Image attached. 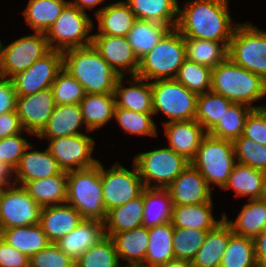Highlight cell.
Masks as SVG:
<instances>
[{
    "label": "cell",
    "mask_w": 266,
    "mask_h": 267,
    "mask_svg": "<svg viewBox=\"0 0 266 267\" xmlns=\"http://www.w3.org/2000/svg\"><path fill=\"white\" fill-rule=\"evenodd\" d=\"M228 0H192L179 7L176 29L184 38L230 42L232 25Z\"/></svg>",
    "instance_id": "6da1fadb"
},
{
    "label": "cell",
    "mask_w": 266,
    "mask_h": 267,
    "mask_svg": "<svg viewBox=\"0 0 266 267\" xmlns=\"http://www.w3.org/2000/svg\"><path fill=\"white\" fill-rule=\"evenodd\" d=\"M62 53L63 68L83 86L86 93H114L119 75L92 44Z\"/></svg>",
    "instance_id": "7a4b0ae2"
},
{
    "label": "cell",
    "mask_w": 266,
    "mask_h": 267,
    "mask_svg": "<svg viewBox=\"0 0 266 267\" xmlns=\"http://www.w3.org/2000/svg\"><path fill=\"white\" fill-rule=\"evenodd\" d=\"M211 91L224 96L233 103L246 104L254 109L266 106H252L253 101L266 97V81L229 58L212 69Z\"/></svg>",
    "instance_id": "3957f363"
},
{
    "label": "cell",
    "mask_w": 266,
    "mask_h": 267,
    "mask_svg": "<svg viewBox=\"0 0 266 267\" xmlns=\"http://www.w3.org/2000/svg\"><path fill=\"white\" fill-rule=\"evenodd\" d=\"M66 203L73 206L83 219L104 222L105 209L100 175V162L90 168L67 172Z\"/></svg>",
    "instance_id": "277c9868"
},
{
    "label": "cell",
    "mask_w": 266,
    "mask_h": 267,
    "mask_svg": "<svg viewBox=\"0 0 266 267\" xmlns=\"http://www.w3.org/2000/svg\"><path fill=\"white\" fill-rule=\"evenodd\" d=\"M186 59L185 38L170 29L162 39L139 60L137 76L145 80L174 79Z\"/></svg>",
    "instance_id": "5b68a950"
},
{
    "label": "cell",
    "mask_w": 266,
    "mask_h": 267,
    "mask_svg": "<svg viewBox=\"0 0 266 267\" xmlns=\"http://www.w3.org/2000/svg\"><path fill=\"white\" fill-rule=\"evenodd\" d=\"M235 159L232 141L215 138L207 133L190 163L205 178L209 187L213 183L223 189L237 163Z\"/></svg>",
    "instance_id": "8992f818"
},
{
    "label": "cell",
    "mask_w": 266,
    "mask_h": 267,
    "mask_svg": "<svg viewBox=\"0 0 266 267\" xmlns=\"http://www.w3.org/2000/svg\"><path fill=\"white\" fill-rule=\"evenodd\" d=\"M228 58L266 81V31L251 23H238L228 45Z\"/></svg>",
    "instance_id": "52a82bcc"
},
{
    "label": "cell",
    "mask_w": 266,
    "mask_h": 267,
    "mask_svg": "<svg viewBox=\"0 0 266 267\" xmlns=\"http://www.w3.org/2000/svg\"><path fill=\"white\" fill-rule=\"evenodd\" d=\"M134 163L144 188L166 189L190 161L171 148L165 147L137 154ZM152 183L154 185L151 186Z\"/></svg>",
    "instance_id": "ba28073f"
},
{
    "label": "cell",
    "mask_w": 266,
    "mask_h": 267,
    "mask_svg": "<svg viewBox=\"0 0 266 267\" xmlns=\"http://www.w3.org/2000/svg\"><path fill=\"white\" fill-rule=\"evenodd\" d=\"M92 29L93 21L86 12L68 3L46 33L48 45L61 52L91 45L93 35L88 33Z\"/></svg>",
    "instance_id": "9c48e42d"
},
{
    "label": "cell",
    "mask_w": 266,
    "mask_h": 267,
    "mask_svg": "<svg viewBox=\"0 0 266 267\" xmlns=\"http://www.w3.org/2000/svg\"><path fill=\"white\" fill-rule=\"evenodd\" d=\"M153 114L161 111L169 121L195 119L198 95L175 79L151 82Z\"/></svg>",
    "instance_id": "30bf717a"
},
{
    "label": "cell",
    "mask_w": 266,
    "mask_h": 267,
    "mask_svg": "<svg viewBox=\"0 0 266 267\" xmlns=\"http://www.w3.org/2000/svg\"><path fill=\"white\" fill-rule=\"evenodd\" d=\"M100 175L103 201L107 212L135 199L144 189L134 162L133 171L127 170L119 162L106 171L100 162Z\"/></svg>",
    "instance_id": "8fae6325"
},
{
    "label": "cell",
    "mask_w": 266,
    "mask_h": 267,
    "mask_svg": "<svg viewBox=\"0 0 266 267\" xmlns=\"http://www.w3.org/2000/svg\"><path fill=\"white\" fill-rule=\"evenodd\" d=\"M41 210L42 207L22 185L3 187L0 190V232L3 229L40 224Z\"/></svg>",
    "instance_id": "7c38bea8"
},
{
    "label": "cell",
    "mask_w": 266,
    "mask_h": 267,
    "mask_svg": "<svg viewBox=\"0 0 266 267\" xmlns=\"http://www.w3.org/2000/svg\"><path fill=\"white\" fill-rule=\"evenodd\" d=\"M50 50L46 34L40 32L23 36L7 46L1 43L0 76L10 78L27 70Z\"/></svg>",
    "instance_id": "4fadbf2b"
},
{
    "label": "cell",
    "mask_w": 266,
    "mask_h": 267,
    "mask_svg": "<svg viewBox=\"0 0 266 267\" xmlns=\"http://www.w3.org/2000/svg\"><path fill=\"white\" fill-rule=\"evenodd\" d=\"M63 69V53L50 50L27 70L13 74L9 79L17 96L32 95L52 86Z\"/></svg>",
    "instance_id": "5bb4252c"
},
{
    "label": "cell",
    "mask_w": 266,
    "mask_h": 267,
    "mask_svg": "<svg viewBox=\"0 0 266 267\" xmlns=\"http://www.w3.org/2000/svg\"><path fill=\"white\" fill-rule=\"evenodd\" d=\"M49 141L48 151L65 172L90 168L100 162L92 157L95 141L84 133Z\"/></svg>",
    "instance_id": "9a60e30c"
},
{
    "label": "cell",
    "mask_w": 266,
    "mask_h": 267,
    "mask_svg": "<svg viewBox=\"0 0 266 267\" xmlns=\"http://www.w3.org/2000/svg\"><path fill=\"white\" fill-rule=\"evenodd\" d=\"M55 106L53 91L50 87L32 95L17 96L15 110L24 131L37 136L47 125Z\"/></svg>",
    "instance_id": "2e32d148"
},
{
    "label": "cell",
    "mask_w": 266,
    "mask_h": 267,
    "mask_svg": "<svg viewBox=\"0 0 266 267\" xmlns=\"http://www.w3.org/2000/svg\"><path fill=\"white\" fill-rule=\"evenodd\" d=\"M92 35V45L119 76H125L126 72L130 77L137 75L139 59L128 43L127 37L107 34Z\"/></svg>",
    "instance_id": "e0dca14e"
},
{
    "label": "cell",
    "mask_w": 266,
    "mask_h": 267,
    "mask_svg": "<svg viewBox=\"0 0 266 267\" xmlns=\"http://www.w3.org/2000/svg\"><path fill=\"white\" fill-rule=\"evenodd\" d=\"M173 205H197L212 200L205 178L190 163L166 188Z\"/></svg>",
    "instance_id": "ac0fdd59"
},
{
    "label": "cell",
    "mask_w": 266,
    "mask_h": 267,
    "mask_svg": "<svg viewBox=\"0 0 266 267\" xmlns=\"http://www.w3.org/2000/svg\"><path fill=\"white\" fill-rule=\"evenodd\" d=\"M32 146L30 144L25 149L15 168L16 177H14L13 181L16 184L20 183L23 186L28 181L55 176L63 171L47 148L44 151H28Z\"/></svg>",
    "instance_id": "d6986e66"
},
{
    "label": "cell",
    "mask_w": 266,
    "mask_h": 267,
    "mask_svg": "<svg viewBox=\"0 0 266 267\" xmlns=\"http://www.w3.org/2000/svg\"><path fill=\"white\" fill-rule=\"evenodd\" d=\"M169 148L191 161L207 134L195 120L163 122Z\"/></svg>",
    "instance_id": "ffe728a7"
},
{
    "label": "cell",
    "mask_w": 266,
    "mask_h": 267,
    "mask_svg": "<svg viewBox=\"0 0 266 267\" xmlns=\"http://www.w3.org/2000/svg\"><path fill=\"white\" fill-rule=\"evenodd\" d=\"M83 220L81 214L67 204L42 207L40 226L51 243H57Z\"/></svg>",
    "instance_id": "44dd1931"
},
{
    "label": "cell",
    "mask_w": 266,
    "mask_h": 267,
    "mask_svg": "<svg viewBox=\"0 0 266 267\" xmlns=\"http://www.w3.org/2000/svg\"><path fill=\"white\" fill-rule=\"evenodd\" d=\"M124 76H119L116 81L114 96L116 107L141 113H153L151 82L136 76H131L132 84L122 87ZM134 80V81H133Z\"/></svg>",
    "instance_id": "7402d4cb"
},
{
    "label": "cell",
    "mask_w": 266,
    "mask_h": 267,
    "mask_svg": "<svg viewBox=\"0 0 266 267\" xmlns=\"http://www.w3.org/2000/svg\"><path fill=\"white\" fill-rule=\"evenodd\" d=\"M85 122L79 104L57 105L50 116L47 125L37 135L41 139L45 137L54 139L64 136L83 134L79 131Z\"/></svg>",
    "instance_id": "603a6c76"
},
{
    "label": "cell",
    "mask_w": 266,
    "mask_h": 267,
    "mask_svg": "<svg viewBox=\"0 0 266 267\" xmlns=\"http://www.w3.org/2000/svg\"><path fill=\"white\" fill-rule=\"evenodd\" d=\"M104 236L102 221L83 219L73 231L57 241L56 244L65 254L76 260Z\"/></svg>",
    "instance_id": "cb8c5ba5"
},
{
    "label": "cell",
    "mask_w": 266,
    "mask_h": 267,
    "mask_svg": "<svg viewBox=\"0 0 266 267\" xmlns=\"http://www.w3.org/2000/svg\"><path fill=\"white\" fill-rule=\"evenodd\" d=\"M234 233L223 218L214 228L208 230V234L201 248L197 251L192 267H220L223 254L226 250L229 238Z\"/></svg>",
    "instance_id": "d4e9b609"
},
{
    "label": "cell",
    "mask_w": 266,
    "mask_h": 267,
    "mask_svg": "<svg viewBox=\"0 0 266 267\" xmlns=\"http://www.w3.org/2000/svg\"><path fill=\"white\" fill-rule=\"evenodd\" d=\"M143 191L128 203L110 209L104 223V234L112 237L115 233L128 231L143 225ZM107 230V231H106Z\"/></svg>",
    "instance_id": "484cf974"
},
{
    "label": "cell",
    "mask_w": 266,
    "mask_h": 267,
    "mask_svg": "<svg viewBox=\"0 0 266 267\" xmlns=\"http://www.w3.org/2000/svg\"><path fill=\"white\" fill-rule=\"evenodd\" d=\"M100 33L126 37L137 20L125 1L111 3L95 12Z\"/></svg>",
    "instance_id": "4316f807"
},
{
    "label": "cell",
    "mask_w": 266,
    "mask_h": 267,
    "mask_svg": "<svg viewBox=\"0 0 266 267\" xmlns=\"http://www.w3.org/2000/svg\"><path fill=\"white\" fill-rule=\"evenodd\" d=\"M23 187L41 207L66 203L67 172L62 171L55 176L28 181Z\"/></svg>",
    "instance_id": "83f0119b"
},
{
    "label": "cell",
    "mask_w": 266,
    "mask_h": 267,
    "mask_svg": "<svg viewBox=\"0 0 266 267\" xmlns=\"http://www.w3.org/2000/svg\"><path fill=\"white\" fill-rule=\"evenodd\" d=\"M87 131H94L107 124L115 109L114 93H86L79 103Z\"/></svg>",
    "instance_id": "f1b7e54d"
},
{
    "label": "cell",
    "mask_w": 266,
    "mask_h": 267,
    "mask_svg": "<svg viewBox=\"0 0 266 267\" xmlns=\"http://www.w3.org/2000/svg\"><path fill=\"white\" fill-rule=\"evenodd\" d=\"M137 19L158 22L176 28L179 4L177 0H126Z\"/></svg>",
    "instance_id": "f546056e"
},
{
    "label": "cell",
    "mask_w": 266,
    "mask_h": 267,
    "mask_svg": "<svg viewBox=\"0 0 266 267\" xmlns=\"http://www.w3.org/2000/svg\"><path fill=\"white\" fill-rule=\"evenodd\" d=\"M249 201L243 206L235 222L228 220L225 213L223 218L235 235L254 238L266 229V201L263 199Z\"/></svg>",
    "instance_id": "4dcf8cb0"
},
{
    "label": "cell",
    "mask_w": 266,
    "mask_h": 267,
    "mask_svg": "<svg viewBox=\"0 0 266 267\" xmlns=\"http://www.w3.org/2000/svg\"><path fill=\"white\" fill-rule=\"evenodd\" d=\"M212 209V200L197 205H173L171 223L181 228L210 230L222 221L214 219Z\"/></svg>",
    "instance_id": "1f68e13d"
},
{
    "label": "cell",
    "mask_w": 266,
    "mask_h": 267,
    "mask_svg": "<svg viewBox=\"0 0 266 267\" xmlns=\"http://www.w3.org/2000/svg\"><path fill=\"white\" fill-rule=\"evenodd\" d=\"M119 260L128 263H144L148 249L149 228L140 226L132 230L115 233L112 237Z\"/></svg>",
    "instance_id": "d6a6232c"
},
{
    "label": "cell",
    "mask_w": 266,
    "mask_h": 267,
    "mask_svg": "<svg viewBox=\"0 0 266 267\" xmlns=\"http://www.w3.org/2000/svg\"><path fill=\"white\" fill-rule=\"evenodd\" d=\"M172 240L171 221L149 228L148 249L144 264L147 267H156L175 259Z\"/></svg>",
    "instance_id": "836d02e7"
},
{
    "label": "cell",
    "mask_w": 266,
    "mask_h": 267,
    "mask_svg": "<svg viewBox=\"0 0 266 267\" xmlns=\"http://www.w3.org/2000/svg\"><path fill=\"white\" fill-rule=\"evenodd\" d=\"M266 173L236 163L223 189L232 188L236 196H249V200L262 199Z\"/></svg>",
    "instance_id": "e575fe53"
},
{
    "label": "cell",
    "mask_w": 266,
    "mask_h": 267,
    "mask_svg": "<svg viewBox=\"0 0 266 267\" xmlns=\"http://www.w3.org/2000/svg\"><path fill=\"white\" fill-rule=\"evenodd\" d=\"M0 236L9 245L28 257L38 253L51 243L39 224L3 229Z\"/></svg>",
    "instance_id": "d590c367"
},
{
    "label": "cell",
    "mask_w": 266,
    "mask_h": 267,
    "mask_svg": "<svg viewBox=\"0 0 266 267\" xmlns=\"http://www.w3.org/2000/svg\"><path fill=\"white\" fill-rule=\"evenodd\" d=\"M170 29L165 24L137 19L126 37L133 52L140 60Z\"/></svg>",
    "instance_id": "8d00e7d4"
},
{
    "label": "cell",
    "mask_w": 266,
    "mask_h": 267,
    "mask_svg": "<svg viewBox=\"0 0 266 267\" xmlns=\"http://www.w3.org/2000/svg\"><path fill=\"white\" fill-rule=\"evenodd\" d=\"M68 3L65 0H29L23 11L26 23L35 32L46 34Z\"/></svg>",
    "instance_id": "74e56055"
},
{
    "label": "cell",
    "mask_w": 266,
    "mask_h": 267,
    "mask_svg": "<svg viewBox=\"0 0 266 267\" xmlns=\"http://www.w3.org/2000/svg\"><path fill=\"white\" fill-rule=\"evenodd\" d=\"M143 226L147 228L171 221L172 200L166 189L144 188Z\"/></svg>",
    "instance_id": "f35d334b"
},
{
    "label": "cell",
    "mask_w": 266,
    "mask_h": 267,
    "mask_svg": "<svg viewBox=\"0 0 266 267\" xmlns=\"http://www.w3.org/2000/svg\"><path fill=\"white\" fill-rule=\"evenodd\" d=\"M229 42L185 38L186 58L214 69L228 58Z\"/></svg>",
    "instance_id": "ab89813d"
},
{
    "label": "cell",
    "mask_w": 266,
    "mask_h": 267,
    "mask_svg": "<svg viewBox=\"0 0 266 267\" xmlns=\"http://www.w3.org/2000/svg\"><path fill=\"white\" fill-rule=\"evenodd\" d=\"M253 109V107L246 104L232 103L225 110L217 125L208 134L215 138L233 142L243 135L247 116Z\"/></svg>",
    "instance_id": "60d3db41"
},
{
    "label": "cell",
    "mask_w": 266,
    "mask_h": 267,
    "mask_svg": "<svg viewBox=\"0 0 266 267\" xmlns=\"http://www.w3.org/2000/svg\"><path fill=\"white\" fill-rule=\"evenodd\" d=\"M233 102L215 92L198 94L195 120L209 133Z\"/></svg>",
    "instance_id": "b9f144b4"
},
{
    "label": "cell",
    "mask_w": 266,
    "mask_h": 267,
    "mask_svg": "<svg viewBox=\"0 0 266 267\" xmlns=\"http://www.w3.org/2000/svg\"><path fill=\"white\" fill-rule=\"evenodd\" d=\"M119 257L111 237L104 236L75 260L76 267H119Z\"/></svg>",
    "instance_id": "7bdbcfd3"
},
{
    "label": "cell",
    "mask_w": 266,
    "mask_h": 267,
    "mask_svg": "<svg viewBox=\"0 0 266 267\" xmlns=\"http://www.w3.org/2000/svg\"><path fill=\"white\" fill-rule=\"evenodd\" d=\"M254 240L233 234L228 241L220 267H255Z\"/></svg>",
    "instance_id": "ee69618b"
},
{
    "label": "cell",
    "mask_w": 266,
    "mask_h": 267,
    "mask_svg": "<svg viewBox=\"0 0 266 267\" xmlns=\"http://www.w3.org/2000/svg\"><path fill=\"white\" fill-rule=\"evenodd\" d=\"M208 230L173 226V250L175 259L192 262L203 245Z\"/></svg>",
    "instance_id": "f6af8a7d"
},
{
    "label": "cell",
    "mask_w": 266,
    "mask_h": 267,
    "mask_svg": "<svg viewBox=\"0 0 266 267\" xmlns=\"http://www.w3.org/2000/svg\"><path fill=\"white\" fill-rule=\"evenodd\" d=\"M211 78V68L186 58L174 79L198 95L211 90Z\"/></svg>",
    "instance_id": "bcb514c9"
},
{
    "label": "cell",
    "mask_w": 266,
    "mask_h": 267,
    "mask_svg": "<svg viewBox=\"0 0 266 267\" xmlns=\"http://www.w3.org/2000/svg\"><path fill=\"white\" fill-rule=\"evenodd\" d=\"M153 115V113L135 112L115 106L113 118L117 120L123 130L130 134L156 136Z\"/></svg>",
    "instance_id": "7dc6e473"
},
{
    "label": "cell",
    "mask_w": 266,
    "mask_h": 267,
    "mask_svg": "<svg viewBox=\"0 0 266 267\" xmlns=\"http://www.w3.org/2000/svg\"><path fill=\"white\" fill-rule=\"evenodd\" d=\"M51 88L57 105L79 104L86 94L83 86L64 68Z\"/></svg>",
    "instance_id": "c3c4849f"
},
{
    "label": "cell",
    "mask_w": 266,
    "mask_h": 267,
    "mask_svg": "<svg viewBox=\"0 0 266 267\" xmlns=\"http://www.w3.org/2000/svg\"><path fill=\"white\" fill-rule=\"evenodd\" d=\"M233 148L237 163L266 173V146L241 135L233 141Z\"/></svg>",
    "instance_id": "681fc988"
},
{
    "label": "cell",
    "mask_w": 266,
    "mask_h": 267,
    "mask_svg": "<svg viewBox=\"0 0 266 267\" xmlns=\"http://www.w3.org/2000/svg\"><path fill=\"white\" fill-rule=\"evenodd\" d=\"M75 260L65 254L56 243H50L47 247L32 255L29 259V267H74Z\"/></svg>",
    "instance_id": "f907efd6"
},
{
    "label": "cell",
    "mask_w": 266,
    "mask_h": 267,
    "mask_svg": "<svg viewBox=\"0 0 266 267\" xmlns=\"http://www.w3.org/2000/svg\"><path fill=\"white\" fill-rule=\"evenodd\" d=\"M23 133L0 139V162H6L14 169L17 167L25 149L30 145Z\"/></svg>",
    "instance_id": "816d5d0a"
},
{
    "label": "cell",
    "mask_w": 266,
    "mask_h": 267,
    "mask_svg": "<svg viewBox=\"0 0 266 267\" xmlns=\"http://www.w3.org/2000/svg\"><path fill=\"white\" fill-rule=\"evenodd\" d=\"M243 136L266 146V107L253 109L247 116Z\"/></svg>",
    "instance_id": "f5cc1de1"
},
{
    "label": "cell",
    "mask_w": 266,
    "mask_h": 267,
    "mask_svg": "<svg viewBox=\"0 0 266 267\" xmlns=\"http://www.w3.org/2000/svg\"><path fill=\"white\" fill-rule=\"evenodd\" d=\"M29 259L0 236V267H29Z\"/></svg>",
    "instance_id": "db71d44e"
},
{
    "label": "cell",
    "mask_w": 266,
    "mask_h": 267,
    "mask_svg": "<svg viewBox=\"0 0 266 267\" xmlns=\"http://www.w3.org/2000/svg\"><path fill=\"white\" fill-rule=\"evenodd\" d=\"M17 94L9 78L0 76V114L16 111Z\"/></svg>",
    "instance_id": "11a10c76"
},
{
    "label": "cell",
    "mask_w": 266,
    "mask_h": 267,
    "mask_svg": "<svg viewBox=\"0 0 266 267\" xmlns=\"http://www.w3.org/2000/svg\"><path fill=\"white\" fill-rule=\"evenodd\" d=\"M23 130L16 111L0 114V139L25 132Z\"/></svg>",
    "instance_id": "9f6ffc18"
},
{
    "label": "cell",
    "mask_w": 266,
    "mask_h": 267,
    "mask_svg": "<svg viewBox=\"0 0 266 267\" xmlns=\"http://www.w3.org/2000/svg\"><path fill=\"white\" fill-rule=\"evenodd\" d=\"M257 265L266 267V229L253 238Z\"/></svg>",
    "instance_id": "6f0895ef"
},
{
    "label": "cell",
    "mask_w": 266,
    "mask_h": 267,
    "mask_svg": "<svg viewBox=\"0 0 266 267\" xmlns=\"http://www.w3.org/2000/svg\"><path fill=\"white\" fill-rule=\"evenodd\" d=\"M15 172V169L7 164L6 162H0V185L2 187L6 186H13L16 184V182H11L9 179L13 178V174Z\"/></svg>",
    "instance_id": "680465c9"
},
{
    "label": "cell",
    "mask_w": 266,
    "mask_h": 267,
    "mask_svg": "<svg viewBox=\"0 0 266 267\" xmlns=\"http://www.w3.org/2000/svg\"><path fill=\"white\" fill-rule=\"evenodd\" d=\"M104 0H75V1H68L70 4L76 6L78 9L85 12V9L94 8L96 5L102 3Z\"/></svg>",
    "instance_id": "91938a15"
},
{
    "label": "cell",
    "mask_w": 266,
    "mask_h": 267,
    "mask_svg": "<svg viewBox=\"0 0 266 267\" xmlns=\"http://www.w3.org/2000/svg\"><path fill=\"white\" fill-rule=\"evenodd\" d=\"M156 267H192V266L190 262H187L185 260L173 259L165 264Z\"/></svg>",
    "instance_id": "94428289"
},
{
    "label": "cell",
    "mask_w": 266,
    "mask_h": 267,
    "mask_svg": "<svg viewBox=\"0 0 266 267\" xmlns=\"http://www.w3.org/2000/svg\"><path fill=\"white\" fill-rule=\"evenodd\" d=\"M121 263L119 267H121ZM123 267H147L144 263H127V265H123Z\"/></svg>",
    "instance_id": "6125c7cd"
},
{
    "label": "cell",
    "mask_w": 266,
    "mask_h": 267,
    "mask_svg": "<svg viewBox=\"0 0 266 267\" xmlns=\"http://www.w3.org/2000/svg\"><path fill=\"white\" fill-rule=\"evenodd\" d=\"M262 199L266 201V176H265V180H264V191H263Z\"/></svg>",
    "instance_id": "be15d7a7"
}]
</instances>
